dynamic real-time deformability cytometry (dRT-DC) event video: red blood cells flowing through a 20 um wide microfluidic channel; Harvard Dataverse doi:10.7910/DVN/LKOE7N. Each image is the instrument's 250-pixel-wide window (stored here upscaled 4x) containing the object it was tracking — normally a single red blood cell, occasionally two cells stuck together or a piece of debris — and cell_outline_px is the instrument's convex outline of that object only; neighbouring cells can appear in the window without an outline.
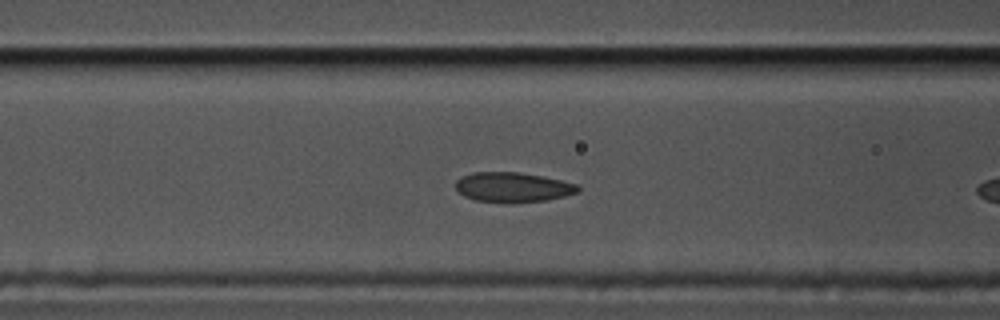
{"species": "common noctule bat (a hibernating species)", "species_latin": "Nyctalus noctula", "temperature_condition": "cold", "stored_images_in_passage": 28, "camera_frame_rate_fps": 3000, "um_per_image_px": 0.085, "animal": {"sex": "male", "body_mass_g": 17.5, "forearm_length_mm": 52.3}, "frame": {"image": 1, "passage_image": 9, "time_ms": 2.667, "image_size_px": [1000, 320], "cell_outline_px": [[580, 192], [564, 196], [544, 200], [512, 204], [508, 204], [476, 200], [464, 196], [456, 188], [456, 180], [460, 176], [472, 172], [520, 172], [560, 180], [576, 184], [580, 188]], "centroid_in_image_um": [43.56, 15.92], "position_along_channel_um": 123.0, "area_um2": 21.44}}
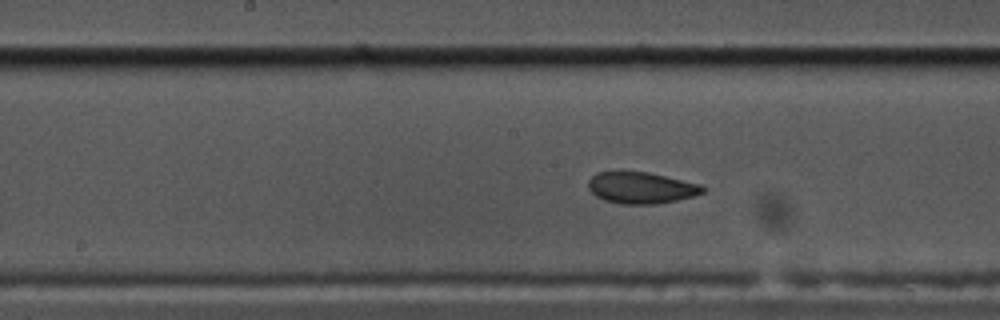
{"frame": {"image": 2, "passage_image": 15, "time_ms": 4.667, "image_size_px": [1000, 320], "cell_outline_px": [[704, 192], [692, 196], [676, 200], [656, 204], [620, 204], [604, 200], [596, 196], [588, 188], [588, 180], [596, 172], [648, 172], [700, 184], [704, 188]], "centroid_in_image_um": [54.46, 15.97], "position_along_channel_um": 193.7, "area_um2": 20.81}}
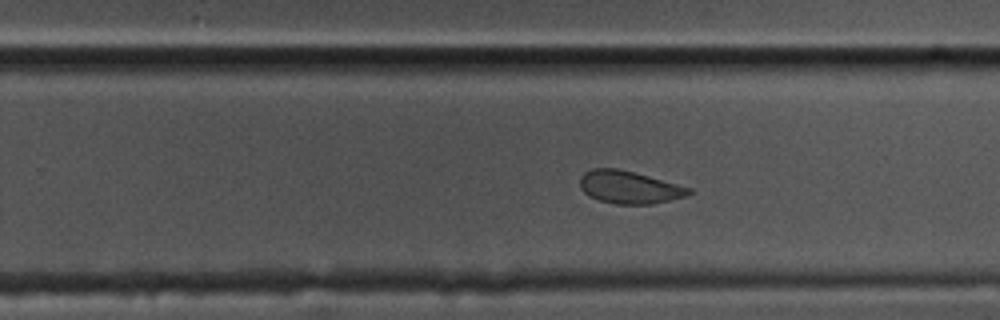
{"frame": {"image": 3, "passage_image": 22, "time_ms": 7.0, "image_size_px": [1000, 320], "cell_outline_px": [[692, 192], [684, 196], [652, 204], [616, 204], [600, 200], [588, 196], [580, 188], [580, 176], [584, 172], [592, 168], [616, 168], [648, 176], [692, 188]], "centroid_in_image_um": [53.44, 15.91], "position_along_channel_um": 276.4, "area_um2": 20.52}}